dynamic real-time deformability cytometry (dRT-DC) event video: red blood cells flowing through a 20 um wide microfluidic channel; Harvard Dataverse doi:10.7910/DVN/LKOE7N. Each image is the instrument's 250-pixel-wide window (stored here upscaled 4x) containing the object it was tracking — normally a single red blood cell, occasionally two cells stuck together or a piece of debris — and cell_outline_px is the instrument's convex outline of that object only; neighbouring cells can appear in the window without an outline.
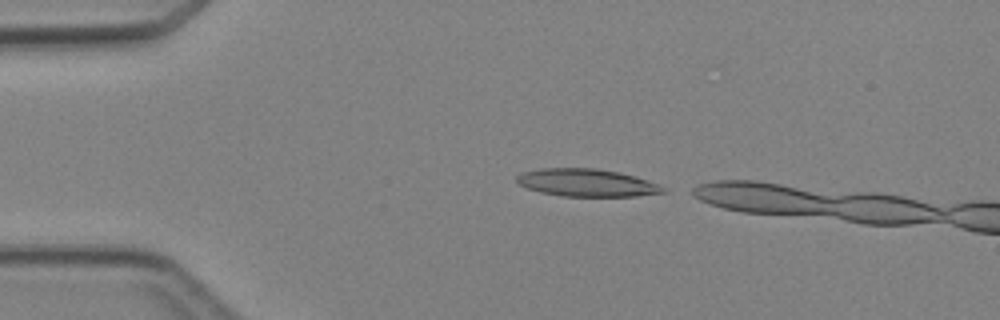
{"species": "Egyptian fruit bat (a non-hibernating species)", "species_latin": "Rousettus aegyptiacus", "temperature_condition": "cold", "stored_images_in_passage": 2, "camera_frame_rate_fps": 3000, "um_per_image_px": 0.085, "animal": {"sex": "female"}, "frame": {"image": 1, "passage_image": 1, "time_ms": 0.0, "image_size_px": [1000, 320], "cell_outline_px": [[668, 192], [636, 196], [564, 196], [540, 192], [528, 188], [520, 184], [516, 180], [516, 176], [520, 172], [540, 168], [596, 168], [620, 172], [668, 188]], "centroid_in_image_um": [49.85, 15.53], "position_along_channel_um": 35.1, "area_um2": 23.47}}